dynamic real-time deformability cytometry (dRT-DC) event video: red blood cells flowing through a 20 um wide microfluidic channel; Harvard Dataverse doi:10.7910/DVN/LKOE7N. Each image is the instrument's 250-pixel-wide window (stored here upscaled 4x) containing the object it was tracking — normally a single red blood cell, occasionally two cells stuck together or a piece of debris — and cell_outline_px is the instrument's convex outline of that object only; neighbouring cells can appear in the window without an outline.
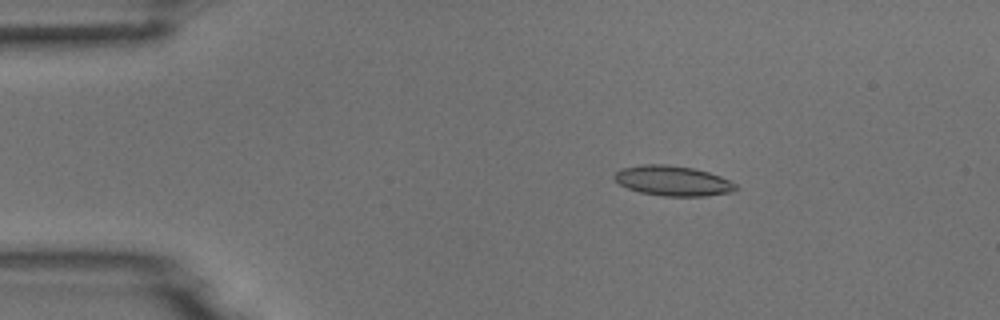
{"species": "common noctule bat (a hibernating species)", "species_latin": "Nyctalus noctula", "temperature_condition": "room temperature", "stored_images_in_passage": 6, "camera_frame_rate_fps": 3000, "um_per_image_px": 0.085, "animal": {"sex": "male", "body_mass_g": 18.8}, "frame": {"image": 1, "passage_image": 3, "time_ms": 2.333, "image_size_px": [1000, 320], "cell_outline_px": [[736, 188], [728, 192], [704, 196], [664, 196], [640, 192], [628, 188], [620, 184], [612, 176], [616, 172], [624, 168], [644, 164], [664, 164], [692, 168], [708, 172], [720, 176], [736, 184]], "centroid_in_image_um": [57.16, 15.36], "position_along_channel_um": 27.8, "area_um2": 20.87}}
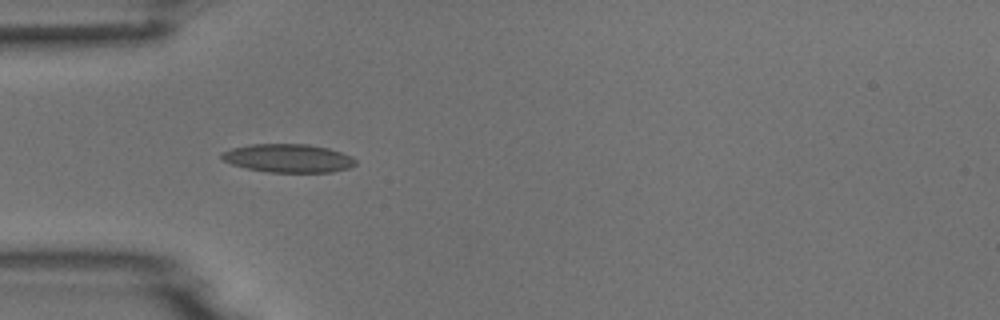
{"frame": {"image": 2, "passage_image": 5, "time_ms": 4.667, "image_size_px": [1000, 320], "cell_outline_px": [[356, 164], [348, 168], [332, 172], [268, 172], [248, 168], [232, 164], [224, 160], [220, 156], [220, 152], [232, 148], [248, 144], [308, 144], [328, 148], [352, 156], [356, 160]], "centroid_in_image_um": [24.49, 13.44], "position_along_channel_um": 60.5, "area_um2": 22.14}}